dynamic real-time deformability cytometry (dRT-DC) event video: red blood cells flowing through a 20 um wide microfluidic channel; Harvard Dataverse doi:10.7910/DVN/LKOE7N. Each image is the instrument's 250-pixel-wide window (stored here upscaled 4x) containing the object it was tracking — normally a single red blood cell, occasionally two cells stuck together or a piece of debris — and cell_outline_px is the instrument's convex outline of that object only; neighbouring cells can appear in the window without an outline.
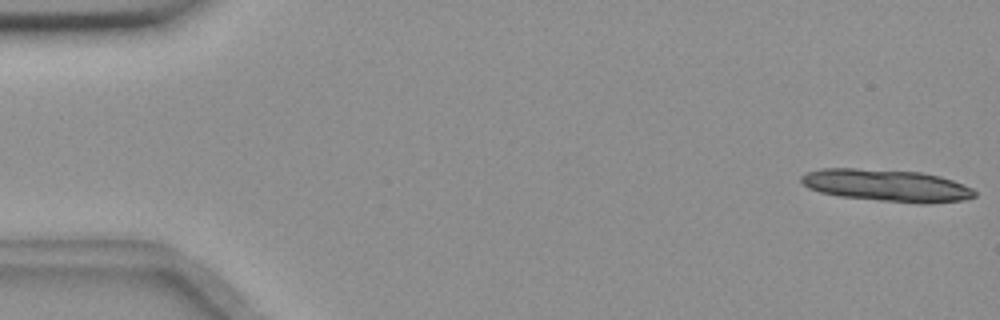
{"species": "common noctule bat (a hibernating species)", "species_latin": "Nyctalus noctula", "temperature_condition": "room temperature", "stored_images_in_passage": 14, "camera_frame_rate_fps": 3000, "um_per_image_px": 0.085, "animal": {"sex": "female", "body_mass_g": 18.4}, "frame": {"image": 1, "passage_image": 1, "time_ms": 0.0, "image_size_px": [1000, 320], "cell_outline_px": [[976, 196], [964, 200], [928, 204], [920, 204], [840, 196], [820, 192], [808, 188], [800, 180], [800, 176], [808, 172], [820, 168], [856, 168], [924, 172], [940, 176], [952, 180], [972, 188], [976, 192]], "centroid_in_image_um": [75.39, 15.76], "position_along_channel_um": 9.6, "area_um2": 32.6}}